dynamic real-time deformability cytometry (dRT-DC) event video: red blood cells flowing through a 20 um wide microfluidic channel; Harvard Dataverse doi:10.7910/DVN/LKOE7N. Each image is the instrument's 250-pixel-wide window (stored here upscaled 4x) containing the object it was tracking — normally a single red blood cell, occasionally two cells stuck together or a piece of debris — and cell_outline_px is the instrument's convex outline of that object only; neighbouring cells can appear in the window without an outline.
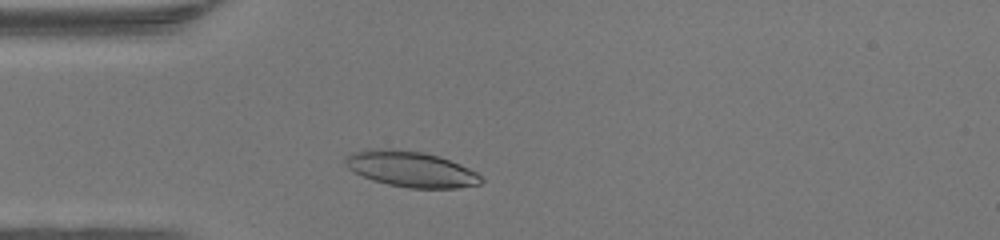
{"species": "human", "species_latin": "Homo sapiens", "temperature_condition": "warm", "stored_images_in_passage": 32, "camera_frame_rate_fps": 3000, "um_per_image_px": 0.085, "donor": {"sex": "female"}, "frame": {"image": 1, "passage_image": 6, "time_ms": 1.667, "image_size_px": [1000, 240], "cell_outline_px": [[484, 180], [480, 184], [456, 188], [408, 188], [388, 184], [372, 180], [352, 172], [344, 164], [344, 156], [352, 152], [364, 148], [392, 148], [424, 152], [440, 156], [460, 164], [476, 172]], "centroid_in_image_um": [34.86, 14.35], "position_along_channel_um": 50.1, "area_um2": 28.73}}
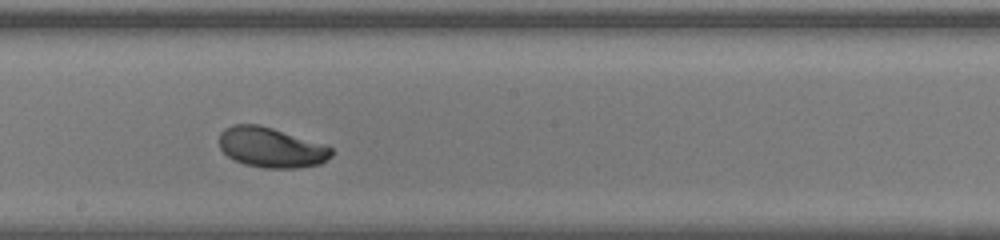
{"frame": {"image": 2, "passage_image": 19, "time_ms": 6.0, "image_size_px": [1000, 240], "cell_outline_px": [[332, 156], [320, 164], [296, 168], [264, 168], [244, 164], [232, 160], [220, 148], [220, 132], [224, 128], [232, 124], [260, 124], [328, 144], [332, 148]], "centroid_in_image_um": [23.07, 12.52], "position_along_channel_um": 225.1, "area_um2": 26.7}}
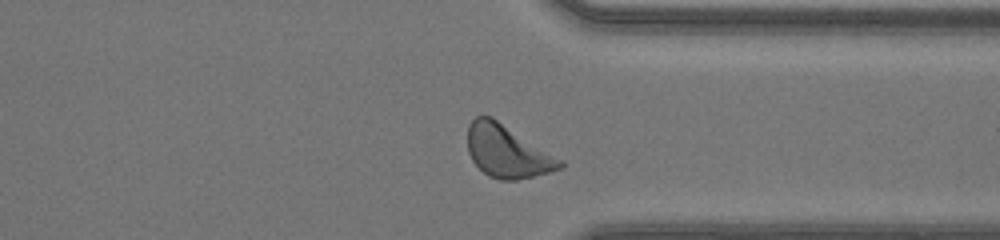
{"frame": {"image": 3, "passage_image": 29, "time_ms": 9.333, "image_size_px": [1000, 240], "cell_outline_px": [[564, 164], [560, 168], [548, 172], [516, 180], [500, 180], [488, 176], [472, 160], [468, 152], [468, 124], [476, 116], [492, 116], [564, 160]], "centroid_in_image_um": [43.12, 12.85], "position_along_channel_um": 368.3, "area_um2": 28.26}, "authors_computed_cell_mechanics": {"area_um2": 26.588, "velocity_mm_per_s": 4.3285, "shape_relaxation_time_tau1_ms": 3.7805, "shape_relaxation_time_tau2_ms": null, "deformation_change_tau1": 0.1925, "deformation_change_tau2": null}}